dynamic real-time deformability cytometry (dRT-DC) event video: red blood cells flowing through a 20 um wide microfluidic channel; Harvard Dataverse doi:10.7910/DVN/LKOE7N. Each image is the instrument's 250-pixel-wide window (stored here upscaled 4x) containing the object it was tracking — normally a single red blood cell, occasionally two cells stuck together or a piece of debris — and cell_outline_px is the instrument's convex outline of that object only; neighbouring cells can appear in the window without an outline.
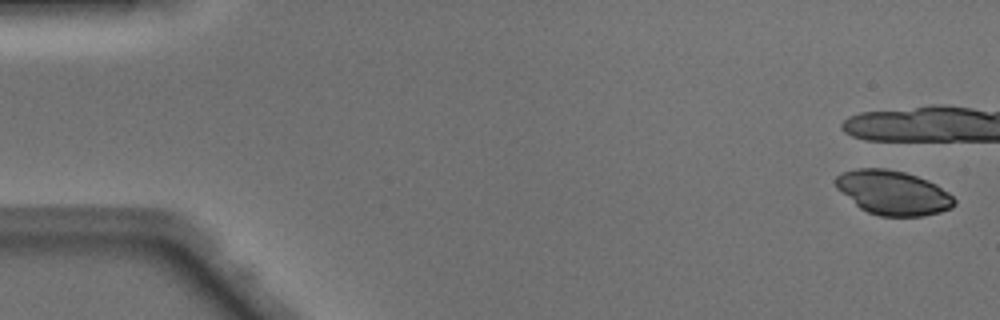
{"species": "Egyptian fruit bat (a non-hibernating species)", "species_latin": "Rousettus aegyptiacus", "temperature_condition": "warm", "stored_images_in_passage": 5, "camera_frame_rate_fps": 3000, "um_per_image_px": 0.085, "animal": {"sex": "male"}, "frame": {"image": 1, "passage_image": 1, "time_ms": 0.0, "image_size_px": [1000, 320], "cell_outline_px": [[956, 204], [952, 208], [940, 212], [924, 216], [880, 216], [868, 212], [860, 208], [836, 188], [836, 176], [840, 172], [856, 168], [884, 168], [904, 172], [928, 180], [936, 184], [948, 192], [956, 200]], "centroid_in_image_um": [75.91, 16.37], "position_along_channel_um": 9.1, "area_um2": 30.69}}